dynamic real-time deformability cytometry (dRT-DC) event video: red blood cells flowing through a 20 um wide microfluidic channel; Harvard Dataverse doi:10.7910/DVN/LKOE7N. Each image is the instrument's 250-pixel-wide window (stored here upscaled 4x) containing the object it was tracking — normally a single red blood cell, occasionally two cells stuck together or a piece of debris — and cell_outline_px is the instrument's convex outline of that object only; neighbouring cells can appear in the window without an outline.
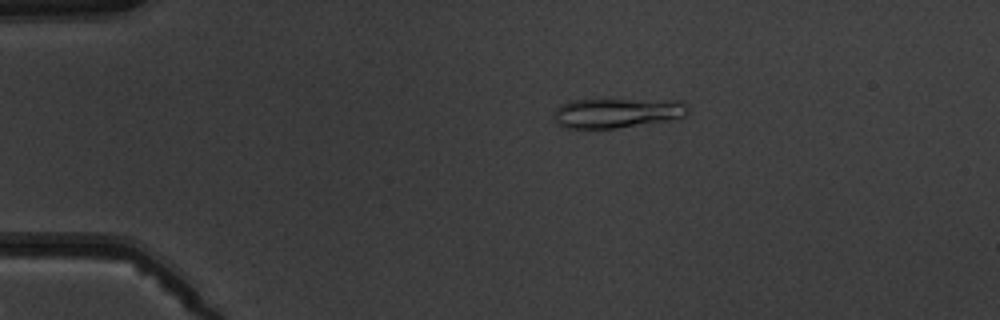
{"species": "common noctule bat (a hibernating species)", "species_latin": "Nyctalus noctula", "temperature_condition": "warm", "stored_images_in_passage": 5, "camera_frame_rate_fps": 3000, "um_per_image_px": 0.085, "animal": {"sex": "male", "body_mass_g": 19.5, "forearm_length_mm": 54.6}, "frame": {"image": 1, "passage_image": 2, "time_ms": 1.333, "image_size_px": [1000, 320], "cell_outline_px": [[688, 112], [684, 116], [664, 120], [616, 128], [564, 128], [556, 124], [552, 112], [560, 104], [568, 100], [680, 100], [688, 104]], "centroid_in_image_um": [52.37, 9.59], "position_along_channel_um": 32.6, "area_um2": 23.18}}